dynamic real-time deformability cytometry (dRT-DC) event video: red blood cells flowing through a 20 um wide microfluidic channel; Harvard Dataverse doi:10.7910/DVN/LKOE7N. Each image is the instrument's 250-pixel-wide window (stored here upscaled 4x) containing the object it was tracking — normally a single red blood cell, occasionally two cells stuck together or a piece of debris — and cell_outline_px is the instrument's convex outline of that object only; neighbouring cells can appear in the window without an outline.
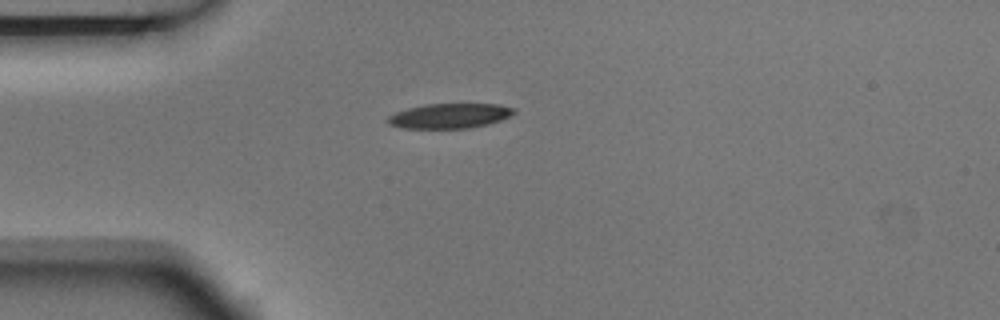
{"species": "Egyptian fruit bat (a non-hibernating species)", "species_latin": "Rousettus aegyptiacus", "temperature_condition": "room temperature", "stored_images_in_passage": 4, "camera_frame_rate_fps": 3000, "um_per_image_px": 0.085, "animal": {"sex": "male"}, "frame": {"image": 1, "passage_image": 1, "time_ms": 0.0, "image_size_px": [1000, 320], "cell_outline_px": [[516, 112], [500, 120], [488, 124], [468, 128], [404, 128], [388, 124], [384, 120], [388, 116], [396, 112], [408, 108], [424, 104], [496, 104], [516, 108]], "centroid_in_image_um": [38.19, 9.84], "position_along_channel_um": 46.8, "area_um2": 18.26}}
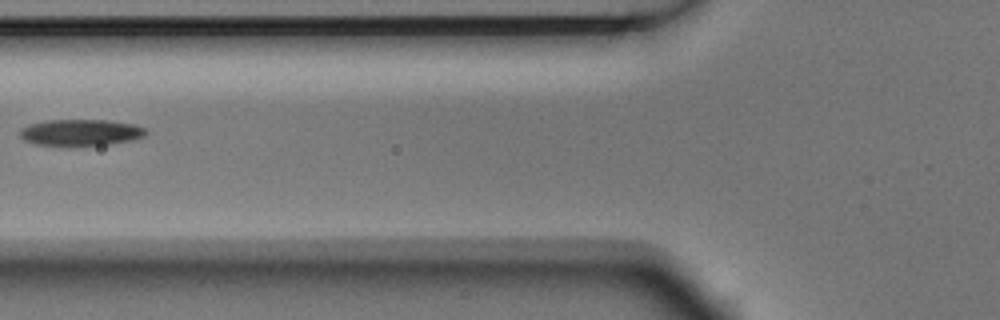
{"frame": {"image": 2, "passage_image": 3, "time_ms": 0.667, "image_size_px": [1000, 320], "cell_outline_px": [[148, 132], [144, 136], [132, 140], [108, 144], [36, 144], [24, 140], [20, 136], [20, 128], [32, 124], [48, 120], [108, 120], [136, 124], [144, 128]], "centroid_in_image_um": [6.9, 11.23], "position_along_channel_um": 118.9, "area_um2": 18.9}}
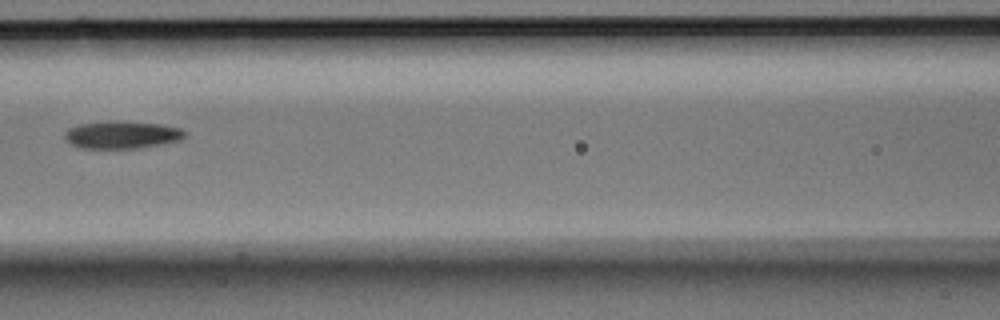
{"frame": {"image": 3, "passage_image": 4, "time_ms": 1.0, "image_size_px": [1000, 320], "cell_outline_px": [[188, 132], [180, 140], [164, 144], [136, 148], [80, 148], [64, 140], [64, 132], [68, 128], [80, 124], [108, 120], [116, 120], [160, 124], [180, 128]], "centroid_in_image_um": [10.34, 11.45], "position_along_channel_um": 156.3, "area_um2": 19.54}}